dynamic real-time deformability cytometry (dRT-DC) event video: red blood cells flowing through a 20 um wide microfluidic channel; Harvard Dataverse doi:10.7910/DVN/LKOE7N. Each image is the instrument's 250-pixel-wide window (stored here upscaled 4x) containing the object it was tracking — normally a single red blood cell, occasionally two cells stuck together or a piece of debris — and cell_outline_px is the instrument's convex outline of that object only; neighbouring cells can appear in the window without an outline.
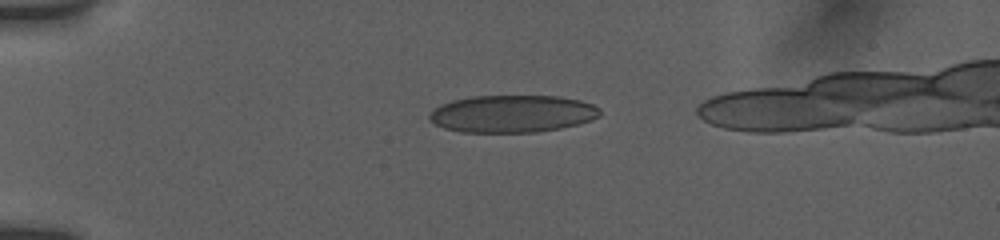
{"species": "human", "species_latin": "Homo sapiens", "temperature_condition": "room temperature", "stored_images_in_passage": 46, "camera_frame_rate_fps": 3000, "um_per_image_px": 0.085, "donor": {"sex": "female"}, "frame": {"image": 1, "passage_image": 9, "time_ms": 2.667, "image_size_px": [1000, 240], "cell_outline_px": [[600, 116], [576, 124], [560, 128], [536, 132], [460, 132], [444, 128], [428, 120], [428, 116], [440, 104], [452, 100], [472, 96], [556, 96], [580, 100], [592, 104], [600, 108]], "centroid_in_image_um": [43.52, 9.67], "position_along_channel_um": 41.5, "area_um2": 36.99}}
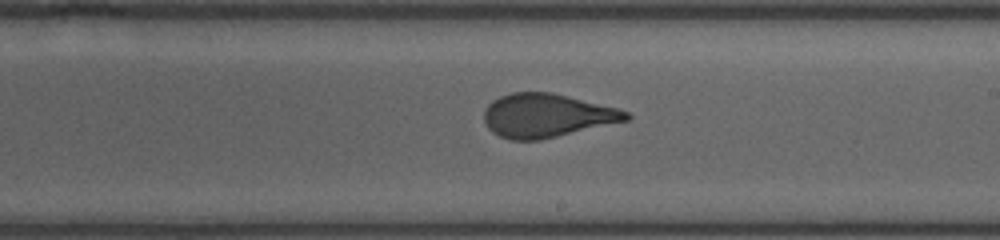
{"frame": {"image": 2, "passage_image": 28, "time_ms": 9.0, "image_size_px": [1000, 240], "cell_outline_px": [[632, 116], [628, 120], [540, 140], [508, 140], [492, 132], [488, 128], [484, 120], [484, 112], [488, 104], [492, 100], [500, 96], [512, 92], [548, 92], [568, 96], [616, 108], [628, 112]], "centroid_in_image_um": [46.43, 9.82], "position_along_channel_um": 242.6, "area_um2": 35.89}}
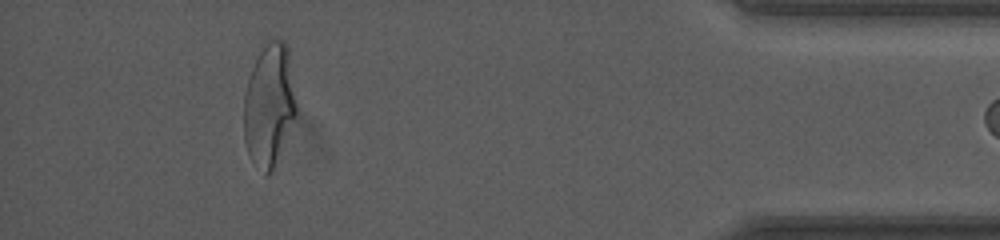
{"frame": {"image": 3, "passage_image": 45, "time_ms": 14.667, "image_size_px": [1000, 240], "cell_outline_px": [[296, 112], [272, 172], [268, 176], [264, 176], [248, 152], [244, 140], [244, 92], [252, 68], [260, 52], [272, 40], [284, 40], [288, 44], [296, 104]], "centroid_in_image_um": [22.87, 8.94], "position_along_channel_um": 412.3, "area_um2": 36.88}}